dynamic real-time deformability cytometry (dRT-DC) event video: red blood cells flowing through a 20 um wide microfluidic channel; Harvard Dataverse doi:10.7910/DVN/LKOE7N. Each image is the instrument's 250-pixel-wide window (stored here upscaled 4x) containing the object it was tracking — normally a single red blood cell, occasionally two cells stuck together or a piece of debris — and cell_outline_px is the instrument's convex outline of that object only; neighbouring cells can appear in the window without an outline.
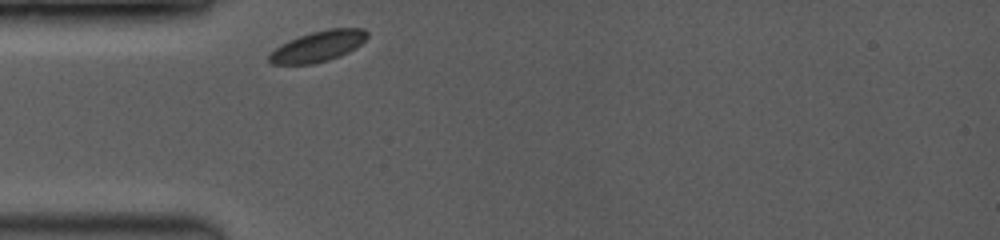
{"species": "common noctule bat (a hibernating species)", "species_latin": "Nyctalus noctula", "temperature_condition": "room temperature", "stored_images_in_passage": 6, "camera_frame_rate_fps": 3500, "um_per_image_px": 0.085, "animal": {"sex": "female", "body_mass_g": 19.0, "forearm_length_mm": 53.3}, "frame": {"image": 1, "passage_image": 1, "time_ms": 0.0, "image_size_px": [1000, 240], "cell_outline_px": [[368, 36], [356, 48], [340, 56], [328, 60], [312, 64], [272, 64], [268, 60], [268, 56], [280, 44], [288, 40], [312, 32], [328, 28], [364, 28], [368, 32]], "centroid_in_image_um": [27.04, 3.93], "position_along_channel_um": 58.0, "area_um2": 17.51}}
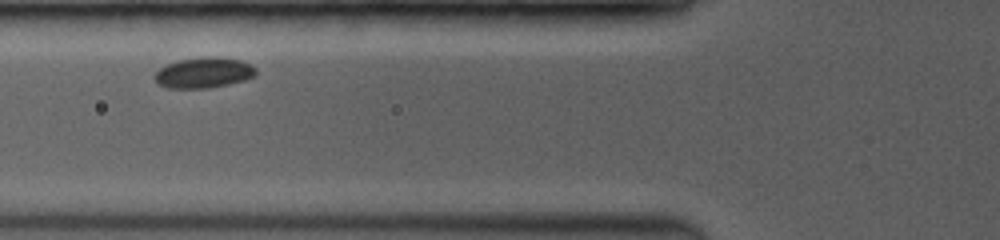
{"frame": {"image": 2, "passage_image": 4, "time_ms": 1.429, "image_size_px": [1000, 240], "cell_outline_px": [[256, 72], [252, 76], [244, 80], [228, 84], [208, 88], [168, 88], [160, 84], [152, 76], [164, 64], [180, 60], [204, 56], [216, 56], [240, 60], [252, 64], [256, 68]], "centroid_in_image_um": [17.3, 6.16], "position_along_channel_um": 108.5, "area_um2": 18.09}}
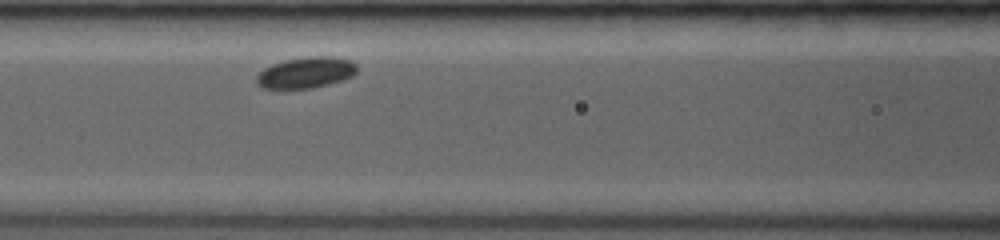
{"frame": {"image": 3, "passage_image": 6, "time_ms": 2.286, "image_size_px": [1000, 240], "cell_outline_px": [[356, 72], [352, 76], [328, 84], [312, 88], [264, 88], [256, 84], [256, 76], [264, 68], [272, 64], [284, 60], [308, 56], [332, 56], [352, 60], [356, 64]], "centroid_in_image_um": [26.0, 6.15], "position_along_channel_um": 140.6, "area_um2": 18.15}}